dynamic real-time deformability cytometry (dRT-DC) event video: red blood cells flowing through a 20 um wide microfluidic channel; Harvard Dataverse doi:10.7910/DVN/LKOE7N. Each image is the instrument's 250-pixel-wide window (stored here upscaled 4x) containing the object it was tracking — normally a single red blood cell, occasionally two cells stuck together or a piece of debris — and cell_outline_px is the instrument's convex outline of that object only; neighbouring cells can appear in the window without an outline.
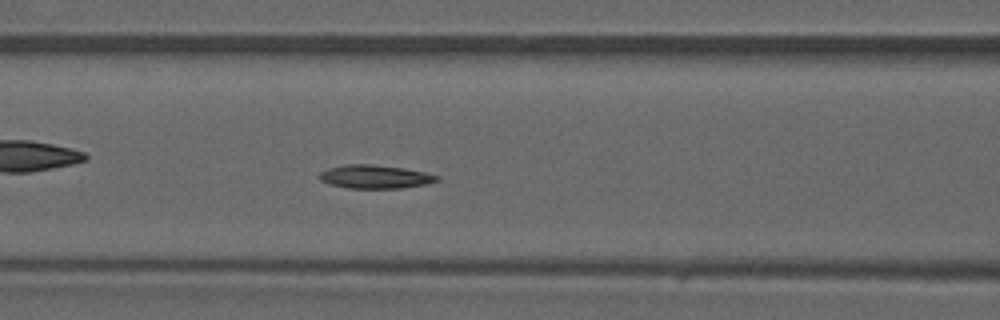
{"species": "common noctule bat (a hibernating species)", "species_latin": "Nyctalus noctula", "temperature_condition": "warm", "stored_images_in_passage": 37, "camera_frame_rate_fps": 3000, "um_per_image_px": 0.085, "animal": {"sex": "male", "forearm_length_mm": 52.5}, "frame": {"image": 1, "passage_image": 11, "time_ms": 3.333, "image_size_px": [1000, 320], "cell_outline_px": [[440, 180], [424, 184], [404, 188], [348, 188], [328, 184], [320, 180], [320, 172], [328, 168], [344, 164], [372, 164], [404, 168], [424, 172], [440, 176]], "centroid_in_image_um": [31.87, 15.02], "position_along_channel_um": 134.7, "area_um2": 16.13}}